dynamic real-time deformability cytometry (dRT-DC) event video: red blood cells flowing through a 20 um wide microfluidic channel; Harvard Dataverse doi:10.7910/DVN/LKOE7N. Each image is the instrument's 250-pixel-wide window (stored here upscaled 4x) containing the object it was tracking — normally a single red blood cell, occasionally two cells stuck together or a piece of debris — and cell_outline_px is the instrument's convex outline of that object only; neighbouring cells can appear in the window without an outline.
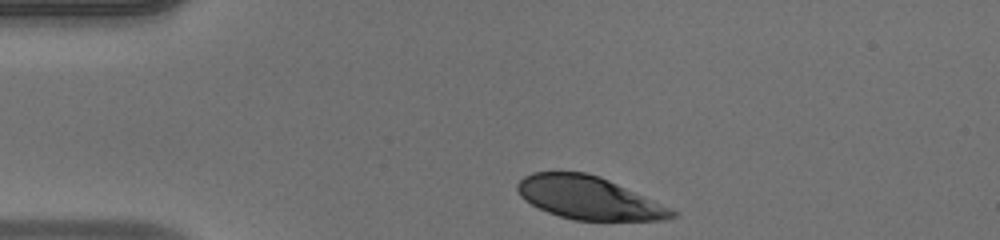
{"species": "human", "species_latin": "Homo sapiens", "temperature_condition": "warm", "stored_images_in_passage": 32, "camera_frame_rate_fps": 3000, "um_per_image_px": 0.085, "donor": {"sex": "male"}, "frame": {"image": 1, "passage_image": 1, "time_ms": 0.0, "image_size_px": [1000, 240], "cell_outline_px": [[680, 216], [664, 220], [576, 220], [560, 216], [548, 212], [524, 200], [520, 196], [516, 188], [516, 184], [524, 176], [532, 172], [584, 172], [600, 176], [672, 208]], "centroid_in_image_um": [50.06, 16.82], "position_along_channel_um": 34.9, "area_um2": 38.49}}
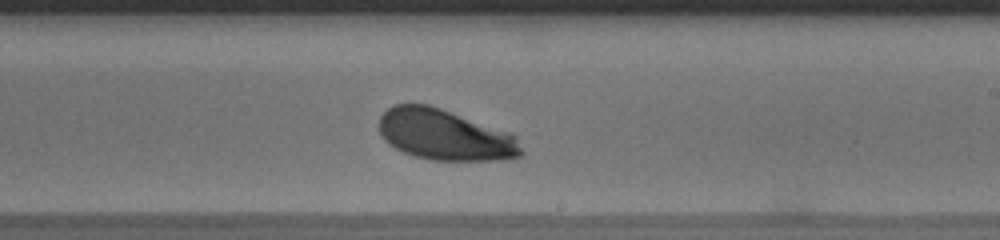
{"frame": {"image": 2, "passage_image": 20, "time_ms": 6.333, "image_size_px": [1000, 240], "cell_outline_px": [[524, 152], [520, 156], [504, 160], [432, 160], [416, 156], [404, 152], [388, 144], [380, 136], [380, 116], [392, 104], [428, 104], [440, 108], [508, 132], [516, 136]], "centroid_in_image_um": [37.81, 11.47], "position_along_channel_um": 251.2, "area_um2": 41.96}}
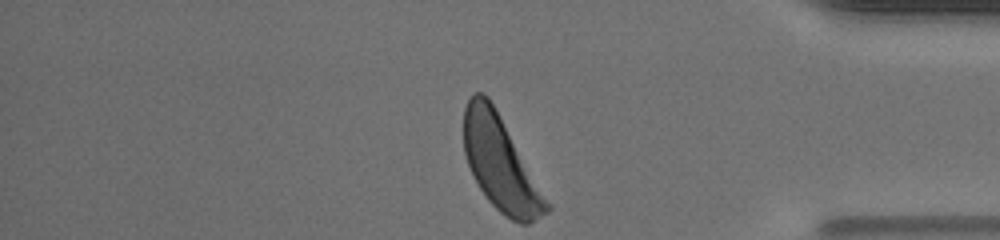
{"frame": {"image": 3, "passage_image": 32, "time_ms": 10.333, "image_size_px": [1000, 240], "cell_outline_px": [[552, 208], [548, 212], [528, 224], [520, 224], [504, 216], [488, 200], [472, 176], [464, 152], [464, 108], [472, 92], [484, 92], [488, 96], [552, 204]], "centroid_in_image_um": [42.56, 13.93], "position_along_channel_um": 392.6, "area_um2": 45.37}, "authors_computed_cell_mechanics": {"area_um2": 43.0321, "velocity_mm_per_s": 4.1277, "shape_relaxation_time_tau1_ms": 2.0446, "shape_relaxation_time_tau2_ms": null, "deformation_change_tau1": 0.1271, "deformation_change_tau2": null}}